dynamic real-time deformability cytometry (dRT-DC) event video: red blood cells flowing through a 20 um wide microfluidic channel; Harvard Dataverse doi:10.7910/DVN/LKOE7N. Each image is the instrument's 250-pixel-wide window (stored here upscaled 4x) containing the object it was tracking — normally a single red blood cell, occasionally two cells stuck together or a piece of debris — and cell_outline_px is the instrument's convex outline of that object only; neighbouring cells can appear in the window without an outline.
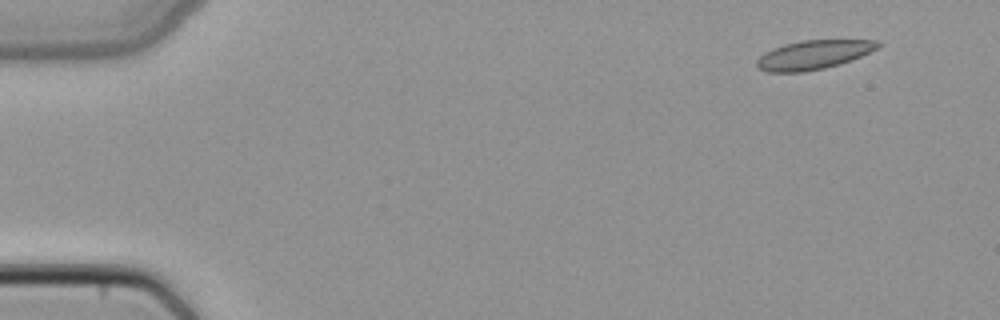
{"species": "common noctule bat (a hibernating species)", "species_latin": "Nyctalus noctula", "temperature_condition": "cold", "stored_images_in_passage": 5, "segment_of_instrument_passage": [2, 2], "camera_frame_rate_fps": 3000, "um_per_image_px": 0.085, "animal": {"sex": "female", "body_mass_g": 22.7, "forearm_length_mm": 54.2}, "frame": {"image": 1, "passage_image": 5, "time_ms": 1.333, "image_size_px": [1000, 320], "cell_outline_px": [[884, 44], [860, 56], [840, 64], [824, 68], [804, 72], [768, 72], [756, 68], [756, 60], [764, 52], [772, 48], [784, 44], [800, 40], [876, 40]], "centroid_in_image_um": [69.1, 4.65], "position_along_channel_um": 15.9, "area_um2": 20.52}}